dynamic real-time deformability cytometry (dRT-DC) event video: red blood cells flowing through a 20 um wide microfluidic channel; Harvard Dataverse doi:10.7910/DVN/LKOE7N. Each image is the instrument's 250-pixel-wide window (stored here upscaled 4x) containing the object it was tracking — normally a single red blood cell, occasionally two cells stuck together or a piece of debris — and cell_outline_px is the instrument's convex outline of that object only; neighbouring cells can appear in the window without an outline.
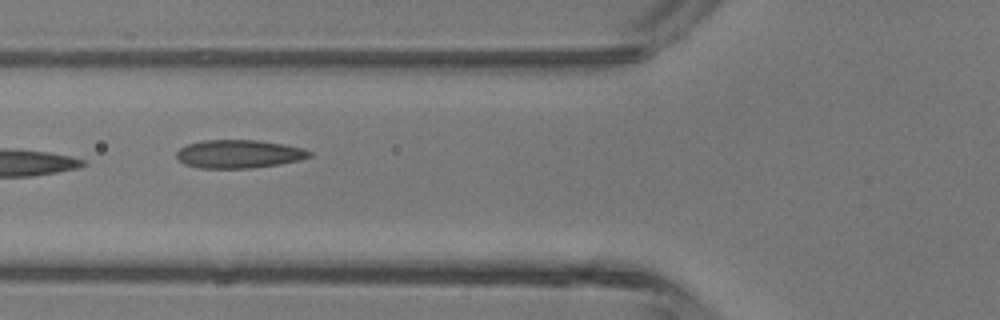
{"species": "common noctule bat (a hibernating species)", "species_latin": "Nyctalus noctula", "temperature_condition": "room temperature", "stored_images_in_passage": 4, "camera_frame_rate_fps": 3000, "um_per_image_px": 0.085, "animal": {"sex": "male", "body_mass_g": 13.3}, "frame": {"image": 1, "passage_image": 4, "time_ms": 4.333, "image_size_px": [1000, 320], "cell_outline_px": [[312, 156], [300, 160], [280, 164], [248, 168], [200, 168], [184, 164], [176, 156], [176, 152], [180, 148], [188, 144], [204, 140], [256, 140], [284, 144], [304, 148], [312, 152]], "centroid_in_image_um": [20.33, 13.08], "position_along_channel_um": 105.5, "area_um2": 21.91}}